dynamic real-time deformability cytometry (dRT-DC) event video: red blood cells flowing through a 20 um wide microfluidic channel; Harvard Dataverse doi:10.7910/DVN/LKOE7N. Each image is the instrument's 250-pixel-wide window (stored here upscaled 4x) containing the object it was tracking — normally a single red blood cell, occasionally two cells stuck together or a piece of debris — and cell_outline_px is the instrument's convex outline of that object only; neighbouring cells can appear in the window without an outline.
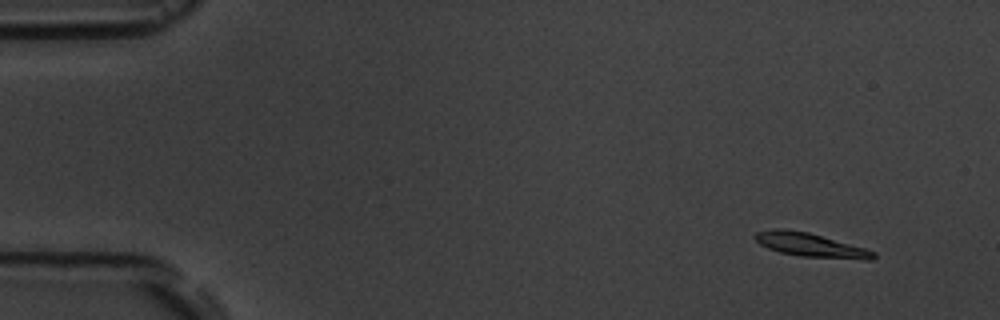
{"species": "common noctule bat (a hibernating species)", "species_latin": "Nyctalus noctula", "temperature_condition": "room temperature", "stored_images_in_passage": 6, "camera_frame_rate_fps": 3000, "um_per_image_px": 0.085, "animal": {"sex": "male", "body_mass_g": 19.5, "forearm_length_mm": 54.6}, "frame": {"image": 1, "passage_image": 1, "time_ms": 0.0, "image_size_px": [1000, 320], "cell_outline_px": [[876, 256], [872, 260], [864, 260], [800, 256], [780, 252], [768, 248], [760, 244], [752, 236], [756, 232], [772, 228], [784, 228], [808, 232], [864, 248], [876, 252]], "centroid_in_image_um": [68.87, 20.82], "position_along_channel_um": 16.1, "area_um2": 16.47}}
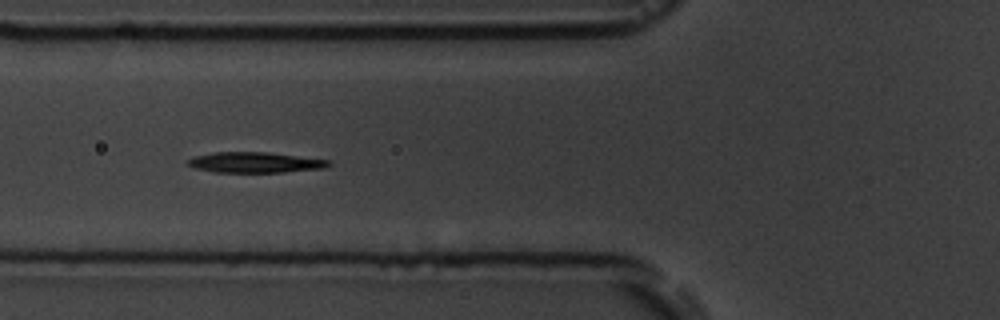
{"frame": {"image": 2, "passage_image": 5, "time_ms": 5.333, "image_size_px": [1000, 320], "cell_outline_px": [[332, 164], [324, 168], [284, 172], [216, 172], [196, 168], [188, 164], [188, 160], [192, 156], [212, 152], [268, 152], [332, 160]], "centroid_in_image_um": [21.72, 13.79], "position_along_channel_um": 104.1, "area_um2": 16.94}}
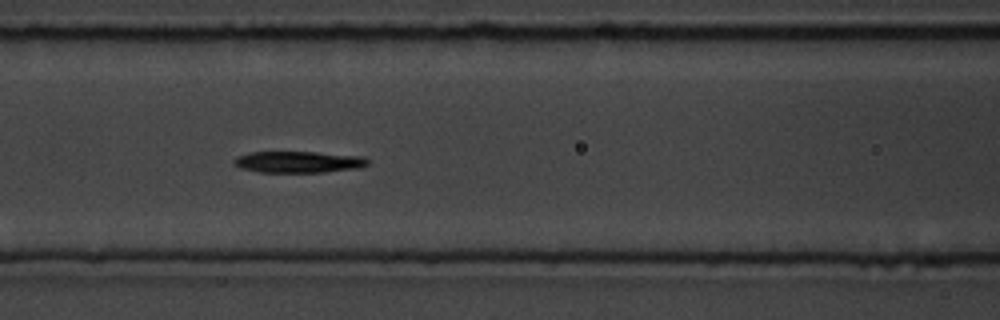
{"frame": {"image": 3, "passage_image": 6, "time_ms": 6.333, "image_size_px": [1000, 320], "cell_outline_px": [[368, 164], [360, 168], [324, 172], [260, 172], [240, 168], [232, 164], [232, 160], [236, 156], [252, 152], [316, 152], [364, 156], [368, 160]], "centroid_in_image_um": [25.35, 13.76], "position_along_channel_um": 141.2, "area_um2": 16.88}}